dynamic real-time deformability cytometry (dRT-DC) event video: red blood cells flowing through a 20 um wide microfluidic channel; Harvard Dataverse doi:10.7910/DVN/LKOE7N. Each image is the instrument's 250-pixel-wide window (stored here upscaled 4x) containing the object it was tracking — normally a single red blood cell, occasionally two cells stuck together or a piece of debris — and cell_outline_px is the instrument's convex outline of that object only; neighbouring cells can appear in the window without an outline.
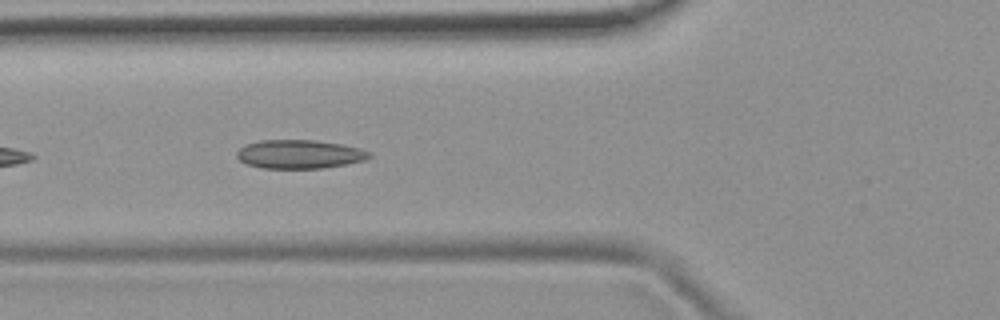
{"species": "common noctule bat (a hibernating species)", "species_latin": "Nyctalus noctula", "temperature_condition": "room temperature", "stored_images_in_passage": 10, "camera_frame_rate_fps": 3000, "um_per_image_px": 0.085, "animal": {"sex": "female", "body_mass_g": 19.9}, "frame": {"image": 1, "passage_image": 6, "time_ms": 1.667, "image_size_px": [1000, 320], "cell_outline_px": [[372, 156], [364, 160], [348, 164], [324, 168], [260, 168], [248, 164], [240, 160], [236, 156], [236, 152], [244, 144], [260, 140], [312, 140], [340, 144], [360, 148], [372, 152]], "centroid_in_image_um": [25.46, 13.11], "position_along_channel_um": 100.3, "area_um2": 22.25}}
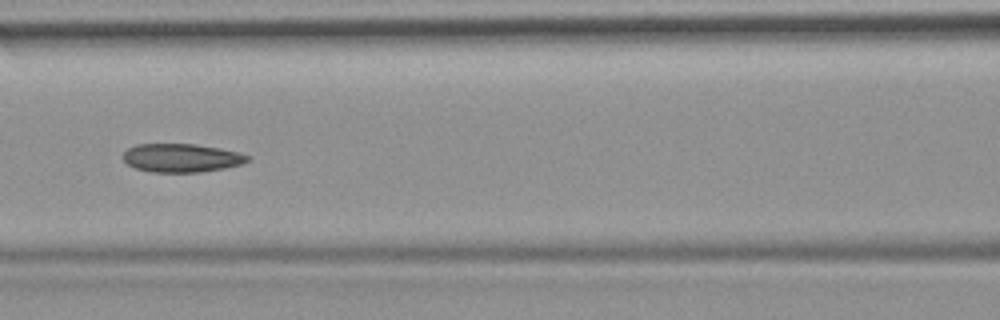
{"frame": {"image": 2, "passage_image": 7, "time_ms": 2.0, "image_size_px": [1000, 320], "cell_outline_px": [[248, 160], [244, 164], [224, 168], [200, 172], [152, 172], [136, 168], [128, 164], [120, 156], [128, 148], [136, 144], [196, 144], [220, 148], [240, 152], [248, 156]], "centroid_in_image_um": [15.42, 13.42], "position_along_channel_um": 151.2, "area_um2": 20.75}}
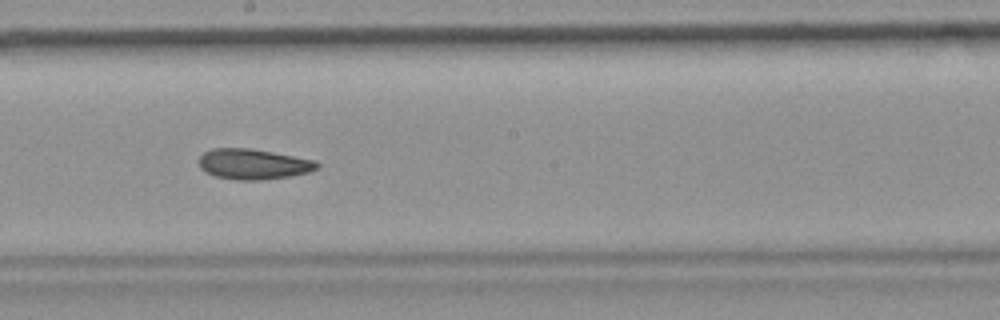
{"frame": {"image": 3, "passage_image": 9, "time_ms": 2.667, "image_size_px": [1000, 320], "cell_outline_px": [[320, 168], [308, 172], [288, 176], [260, 180], [236, 180], [216, 176], [204, 172], [200, 168], [200, 156], [204, 152], [212, 148], [252, 148], [316, 160], [320, 164]], "centroid_in_image_um": [21.54, 13.94], "position_along_channel_um": 226.7, "area_um2": 21.04}}